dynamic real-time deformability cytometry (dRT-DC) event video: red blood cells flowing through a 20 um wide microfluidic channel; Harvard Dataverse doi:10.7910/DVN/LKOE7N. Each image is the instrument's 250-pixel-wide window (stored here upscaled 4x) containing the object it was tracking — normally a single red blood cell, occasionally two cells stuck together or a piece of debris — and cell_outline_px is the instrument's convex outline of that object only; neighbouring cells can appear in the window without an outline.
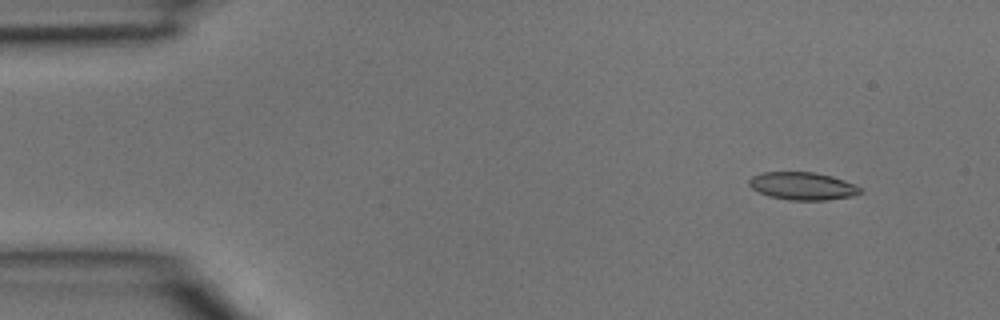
{"species": "common noctule bat (a hibernating species)", "species_latin": "Nyctalus noctula", "temperature_condition": "room temperature", "stored_images_in_passage": 4, "camera_frame_rate_fps": 3000, "um_per_image_px": 0.085, "animal": {"sex": "male", "body_mass_g": 15.6}, "frame": {"image": 1, "passage_image": 2, "time_ms": 0.333, "image_size_px": [1000, 320], "cell_outline_px": [[864, 192], [852, 196], [828, 200], [788, 200], [768, 196], [752, 188], [748, 184], [748, 180], [752, 176], [760, 172], [816, 172], [832, 176], [844, 180], [860, 188]], "centroid_in_image_um": [68.2, 15.81], "position_along_channel_um": 16.8, "area_um2": 18.03}}
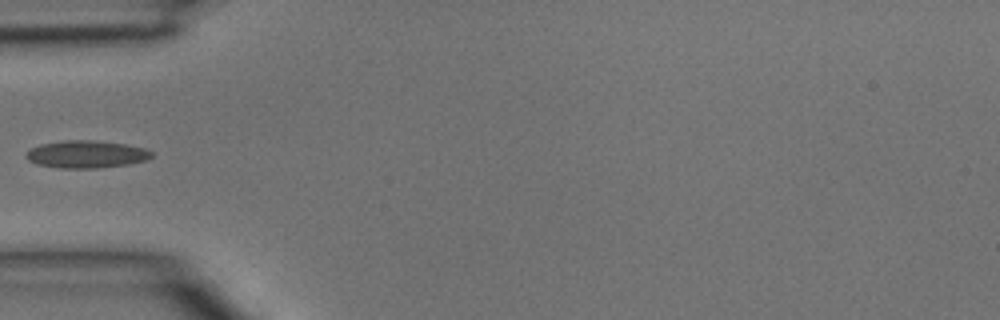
{"frame": {"image": 2, "passage_image": 4, "time_ms": 1.0, "image_size_px": [1000, 320], "cell_outline_px": [[152, 156], [144, 160], [128, 164], [96, 168], [60, 168], [36, 164], [28, 160], [24, 156], [32, 148], [40, 144], [64, 140], [96, 140], [124, 144], [144, 148], [152, 152]], "centroid_in_image_um": [7.3, 13.11], "position_along_channel_um": 77.7, "area_um2": 19.94}}